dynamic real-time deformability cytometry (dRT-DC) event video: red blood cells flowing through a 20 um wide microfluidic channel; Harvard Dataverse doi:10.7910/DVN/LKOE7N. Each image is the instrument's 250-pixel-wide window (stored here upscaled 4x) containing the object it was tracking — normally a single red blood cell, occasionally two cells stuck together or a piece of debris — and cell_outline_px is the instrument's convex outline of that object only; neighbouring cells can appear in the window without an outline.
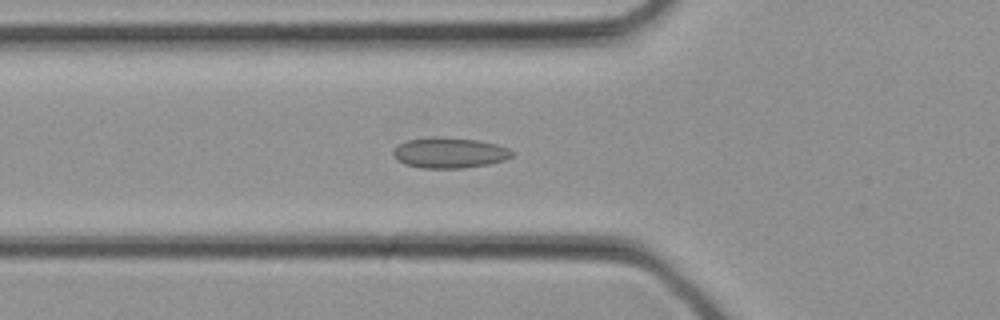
{"species": "common noctule bat (a hibernating species)", "species_latin": "Nyctalus noctula", "temperature_condition": "cold", "stored_images_in_passage": 34, "camera_frame_rate_fps": 3000, "um_per_image_px": 0.085, "animal": {"sex": "female", "body_mass_g": 21.9}, "frame": {"image": 1, "passage_image": 12, "time_ms": 3.667, "image_size_px": [1000, 320], "cell_outline_px": [[512, 156], [504, 160], [488, 164], [464, 168], [420, 168], [404, 164], [396, 160], [392, 156], [392, 152], [400, 144], [408, 140], [432, 136], [436, 136], [480, 140], [496, 144], [508, 148], [512, 152]], "centroid_in_image_um": [38.17, 12.99], "position_along_channel_um": 87.6, "area_um2": 21.27}}
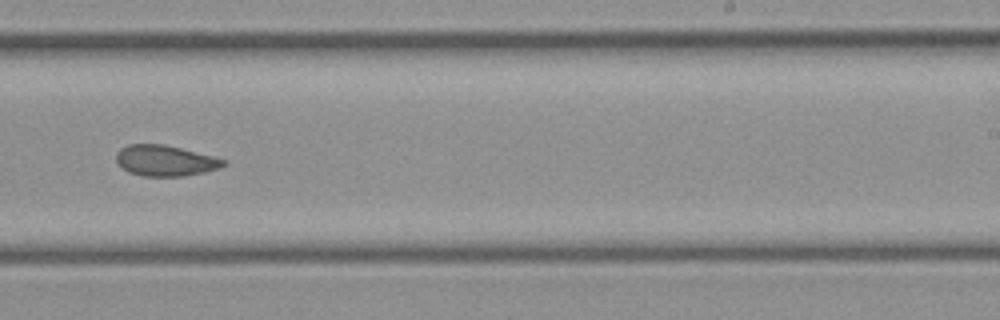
{"frame": {"image": 2, "passage_image": 21, "time_ms": 6.667, "image_size_px": [1000, 320], "cell_outline_px": [[228, 164], [220, 168], [204, 172], [184, 176], [140, 176], [128, 172], [116, 160], [116, 152], [120, 148], [128, 144], [164, 144], [228, 160]], "centroid_in_image_um": [14.06, 13.65], "position_along_channel_um": 274.9, "area_um2": 19.31}}
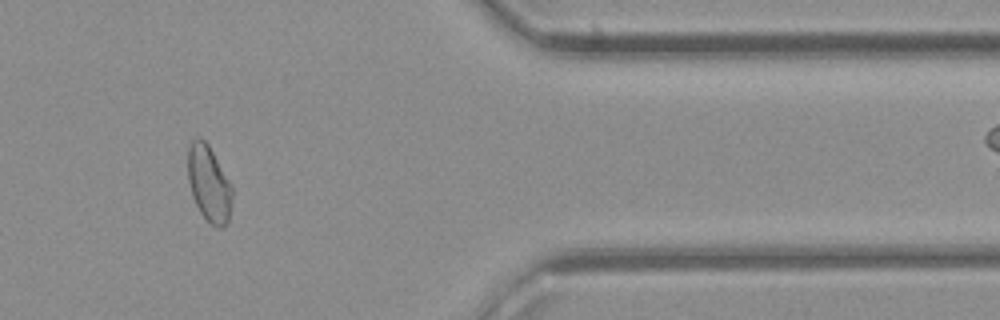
{"frame": {"image": 3, "passage_image": 28, "time_ms": 9.0, "image_size_px": [1000, 320], "cell_outline_px": [[232, 196], [228, 224], [220, 228], [216, 228], [200, 212], [192, 196], [188, 180], [188, 148], [192, 140], [196, 136], [200, 136], [208, 144], [232, 184]], "centroid_in_image_um": [17.76, 15.59], "position_along_channel_um": 393.6, "area_um2": 19.77}}